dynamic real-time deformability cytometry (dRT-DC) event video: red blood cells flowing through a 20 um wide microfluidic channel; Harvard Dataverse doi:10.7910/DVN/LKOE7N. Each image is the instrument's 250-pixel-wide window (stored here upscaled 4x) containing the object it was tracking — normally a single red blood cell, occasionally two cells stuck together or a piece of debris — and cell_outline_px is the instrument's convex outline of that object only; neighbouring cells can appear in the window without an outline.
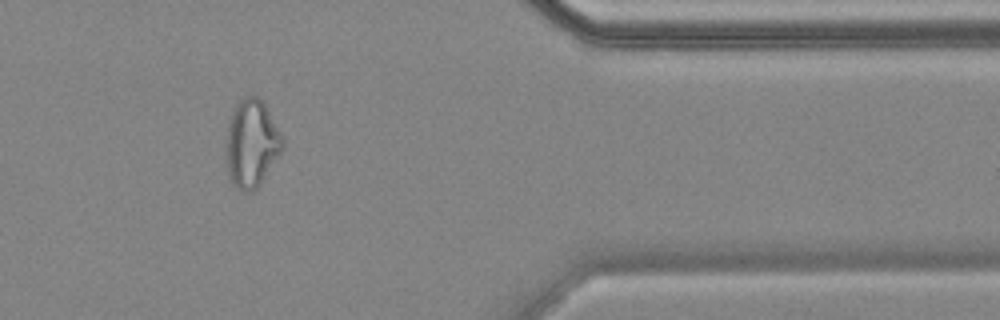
{"species": "common noctule bat (a hibernating species)", "species_latin": "Nyctalus noctula", "temperature_condition": "cold", "stored_images_in_passage": 14, "camera_frame_rate_fps": 3000, "um_per_image_px": 0.085, "animal": {"sex": "female", "body_mass_g": 18.4}, "frame": {"image": 1, "passage_image": 12, "time_ms": 14.333, "image_size_px": [1000, 320], "cell_outline_px": [[284, 148], [260, 184], [252, 192], [244, 192], [236, 188], [232, 184], [224, 168], [224, 144], [232, 112], [236, 104], [244, 96], [256, 96], [264, 104], [284, 140]], "centroid_in_image_um": [21.33, 12.26], "position_along_channel_um": 390.1, "area_um2": 29.25}, "authors_computed_cell_mechanics": {"area_um2": 28.8133, "velocity_mm_per_s": 3.5591, "shape_relaxation_time_tau1_ms": null, "shape_relaxation_time_tau2_ms": 1.5518, "deformation_change_tau1": null, "deformation_change_tau2": 0.0823}}